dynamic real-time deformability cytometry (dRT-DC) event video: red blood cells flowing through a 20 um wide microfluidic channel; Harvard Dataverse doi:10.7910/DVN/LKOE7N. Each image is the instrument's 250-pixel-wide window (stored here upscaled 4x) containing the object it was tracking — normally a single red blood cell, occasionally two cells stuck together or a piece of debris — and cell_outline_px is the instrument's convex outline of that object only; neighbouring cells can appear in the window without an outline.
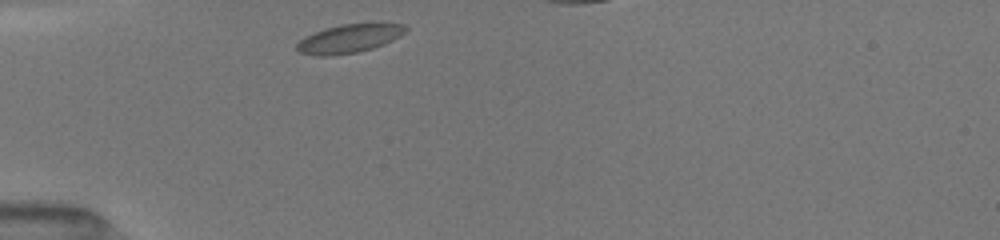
{"species": "common noctule bat (a hibernating species)", "species_latin": "Nyctalus noctula", "temperature_condition": "room temperature", "stored_images_in_passage": 31, "camera_frame_rate_fps": 3000, "um_per_image_px": 0.085, "animal": {"sex": "female", "body_mass_g": 19.5, "forearm_length_mm": 54.1}, "frame": {"image": 1, "passage_image": 1, "time_ms": 0.0, "image_size_px": [1000, 240], "cell_outline_px": [[408, 28], [400, 36], [384, 44], [372, 48], [356, 52], [332, 56], [316, 56], [300, 52], [296, 48], [296, 44], [300, 40], [316, 32], [340, 24], [404, 24]], "centroid_in_image_um": [29.67, 3.3], "position_along_channel_um": 55.3, "area_um2": 17.69}}
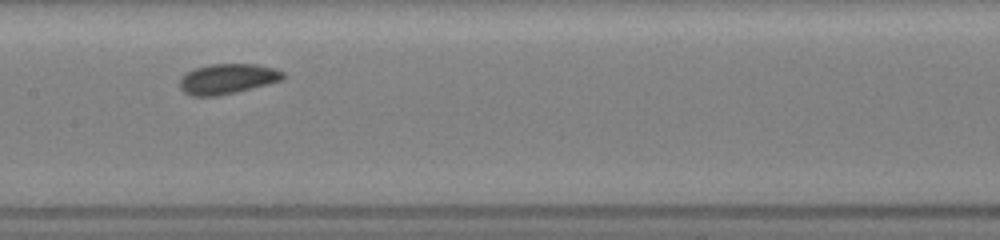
{"frame": {"image": 2, "passage_image": 12, "time_ms": 3.667, "image_size_px": [1000, 240], "cell_outline_px": [[284, 80], [236, 92], [216, 96], [192, 96], [184, 92], [180, 88], [180, 80], [188, 72], [196, 68], [212, 64], [256, 64], [272, 68], [284, 72]], "centroid_in_image_um": [19.36, 6.71], "position_along_channel_um": 188.0, "area_um2": 17.98}}
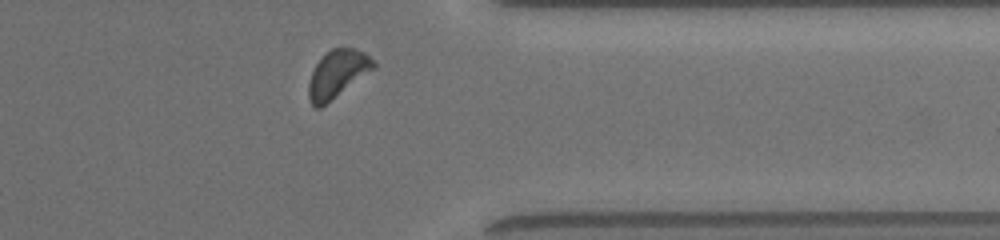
{"frame": {"image": 3, "passage_image": 27, "time_ms": 8.667, "image_size_px": [1000, 240], "cell_outline_px": [[376, 68], [320, 108], [316, 108], [312, 104], [308, 96], [308, 84], [312, 72], [316, 64], [332, 48], [356, 48], [364, 52], [376, 64]], "centroid_in_image_um": [28.69, 6.29], "position_along_channel_um": 382.7, "area_um2": 17.74}}